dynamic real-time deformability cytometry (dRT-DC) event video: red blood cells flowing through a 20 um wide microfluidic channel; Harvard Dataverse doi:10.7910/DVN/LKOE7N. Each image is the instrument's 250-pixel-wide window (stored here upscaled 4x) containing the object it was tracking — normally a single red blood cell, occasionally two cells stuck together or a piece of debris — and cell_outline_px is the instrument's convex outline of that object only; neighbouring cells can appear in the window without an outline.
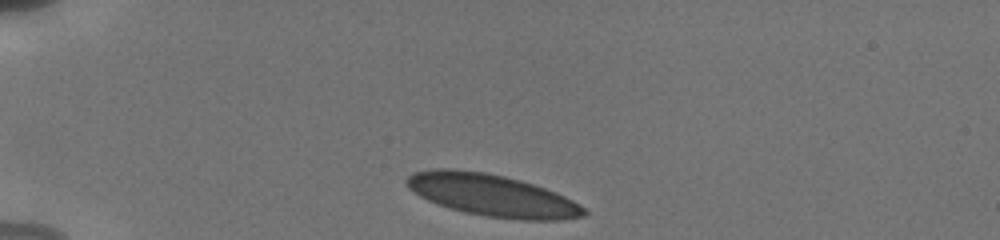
{"species": "human", "species_latin": "Homo sapiens", "temperature_condition": "cold", "stored_images_in_passage": 3, "camera_frame_rate_fps": 3000, "um_per_image_px": 0.085, "donor": {"sex": "male"}, "frame": {"image": 1, "passage_image": 1, "time_ms": 0.0, "image_size_px": [1000, 240], "cell_outline_px": [[588, 212], [584, 216], [560, 220], [520, 220], [484, 216], [464, 212], [448, 208], [436, 204], [412, 192], [408, 188], [404, 180], [412, 172], [432, 168], [452, 168], [484, 172], [504, 176], [520, 180], [556, 192], [572, 200], [584, 208]], "centroid_in_image_um": [41.77, 16.59], "position_along_channel_um": 43.2, "area_um2": 43.64}}
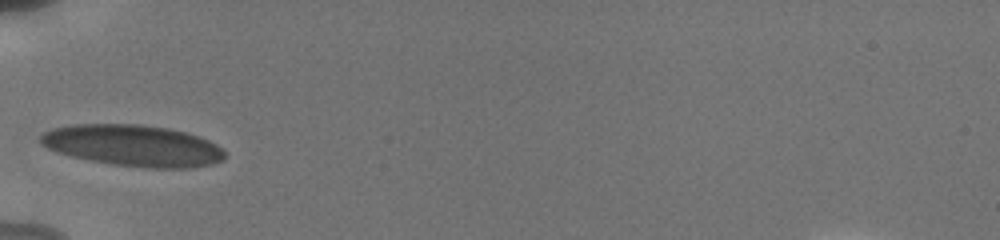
{"frame": {"image": 2, "passage_image": 3, "time_ms": 2.0, "image_size_px": [1000, 240], "cell_outline_px": [[224, 160], [212, 164], [192, 168], [148, 168], [112, 164], [72, 156], [56, 152], [40, 144], [40, 136], [44, 132], [52, 128], [72, 124], [140, 124], [168, 128], [200, 136], [216, 144], [224, 152]], "centroid_in_image_um": [11.31, 12.37], "position_along_channel_um": 73.7, "area_um2": 44.51}}